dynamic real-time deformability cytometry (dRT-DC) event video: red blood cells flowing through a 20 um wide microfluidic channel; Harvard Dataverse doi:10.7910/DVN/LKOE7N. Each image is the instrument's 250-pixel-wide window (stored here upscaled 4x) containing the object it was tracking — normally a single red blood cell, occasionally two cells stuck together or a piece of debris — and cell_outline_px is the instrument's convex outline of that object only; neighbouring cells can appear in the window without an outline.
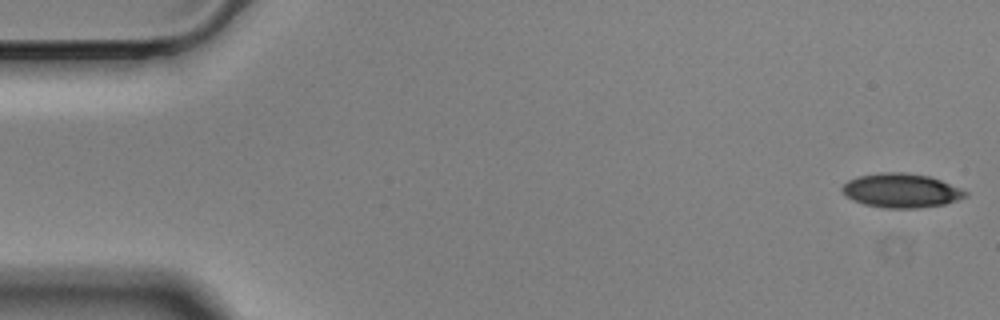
{"species": "Egyptian fruit bat (a non-hibernating species)", "species_latin": "Rousettus aegyptiacus", "temperature_condition": "cold", "stored_images_in_passage": 51, "camera_frame_rate_fps": 3000, "um_per_image_px": 0.085, "animal": {"sex": "male"}, "frame": {"image": 1, "passage_image": 1, "time_ms": 0.0, "image_size_px": [1000, 320], "cell_outline_px": [[968, 196], [944, 204], [916, 208], [884, 208], [864, 204], [852, 200], [844, 196], [840, 188], [848, 180], [856, 176], [880, 172], [904, 172], [928, 176], [940, 180], [960, 188], [968, 192]], "centroid_in_image_um": [76.55, 16.19], "position_along_channel_um": 8.4, "area_um2": 24.62}}
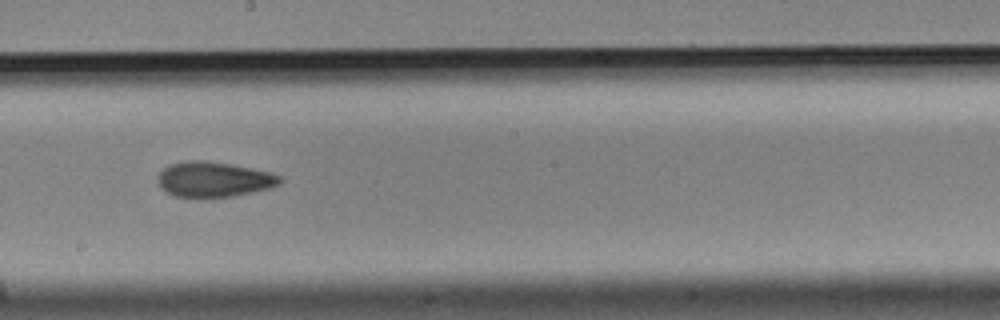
{"frame": {"image": 2, "passage_image": 31, "time_ms": 10.0, "image_size_px": [1000, 320], "cell_outline_px": [[284, 180], [280, 184], [268, 188], [252, 192], [232, 196], [204, 200], [196, 200], [176, 196], [160, 188], [156, 180], [156, 176], [168, 164], [192, 160], [204, 160], [228, 164], [268, 172], [280, 176]], "centroid_in_image_um": [18.1, 15.29], "position_along_channel_um": 230.1, "area_um2": 25.55}}
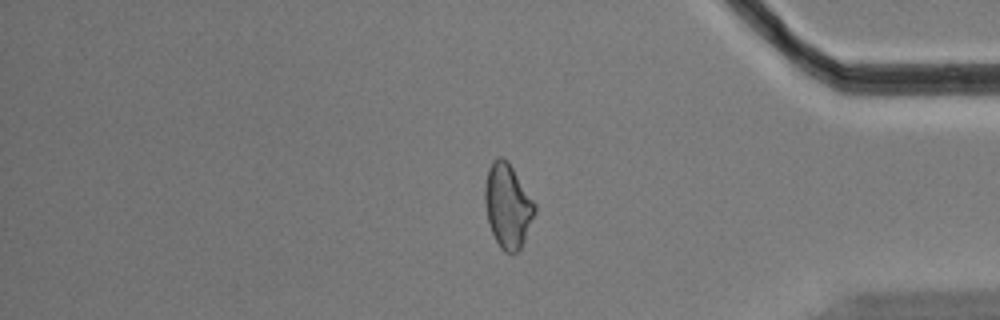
{"frame": {"image": 3, "passage_image": 47, "time_ms": 15.333, "image_size_px": [1000, 320], "cell_outline_px": [[536, 212], [524, 240], [520, 248], [516, 252], [504, 252], [500, 248], [492, 232], [488, 220], [484, 200], [484, 188], [488, 168], [492, 160], [496, 156], [500, 156], [508, 160], [536, 204]], "centroid_in_image_um": [43.15, 17.45], "position_along_channel_um": 392.1, "area_um2": 24.51}}